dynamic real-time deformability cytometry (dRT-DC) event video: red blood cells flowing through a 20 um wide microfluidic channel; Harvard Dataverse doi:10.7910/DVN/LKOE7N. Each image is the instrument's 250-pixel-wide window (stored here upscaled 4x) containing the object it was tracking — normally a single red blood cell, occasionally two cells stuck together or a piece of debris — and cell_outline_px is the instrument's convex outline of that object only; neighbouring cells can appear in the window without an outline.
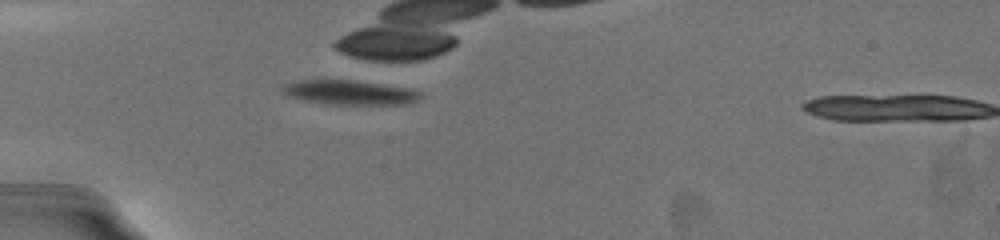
{"species": "common noctule bat (a hibernating species)", "species_latin": "Nyctalus noctula", "temperature_condition": "warm", "stored_images_in_passage": 10, "camera_frame_rate_fps": 3000, "um_per_image_px": 0.085, "animal": {"sex": "female", "body_mass_g": 19.5, "forearm_length_mm": 54.1}, "frame": {"image": 1, "passage_image": 1, "time_ms": 0.0, "image_size_px": [1000, 240], "cell_outline_px": [[416, 100], [396, 104], [336, 104], [308, 100], [292, 96], [284, 92], [284, 88], [288, 84], [300, 80], [352, 80], [404, 88], [416, 92]], "centroid_in_image_um": [29.66, 7.85], "position_along_channel_um": 55.3, "area_um2": 18.21}}